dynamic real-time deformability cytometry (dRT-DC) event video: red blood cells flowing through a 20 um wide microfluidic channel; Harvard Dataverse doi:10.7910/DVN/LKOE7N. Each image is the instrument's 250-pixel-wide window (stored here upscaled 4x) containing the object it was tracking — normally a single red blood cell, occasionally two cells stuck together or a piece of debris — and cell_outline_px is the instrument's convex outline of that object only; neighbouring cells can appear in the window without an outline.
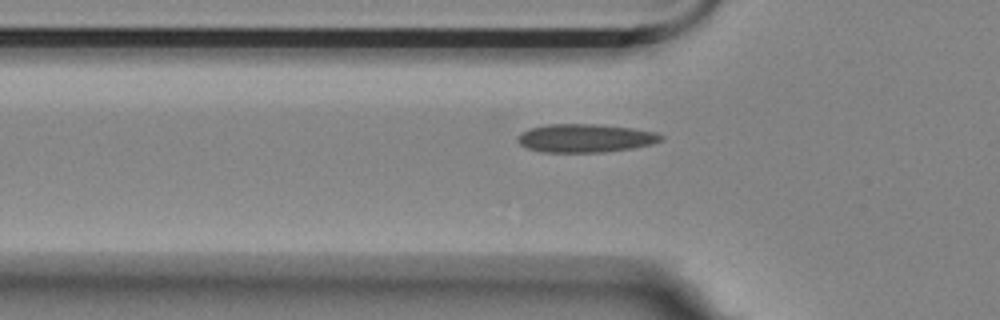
{"species": "Egyptian fruit bat (a non-hibernating species)", "species_latin": "Rousettus aegyptiacus", "temperature_condition": "room temperature", "stored_images_in_passage": 41, "camera_frame_rate_fps": 3000, "um_per_image_px": 0.085, "animal": {"sex": "female"}, "frame": {"image": 1, "passage_image": 6, "time_ms": 1.667, "image_size_px": [1000, 320], "cell_outline_px": [[664, 140], [652, 144], [632, 148], [604, 152], [540, 152], [528, 148], [520, 144], [516, 140], [516, 136], [520, 132], [532, 128], [548, 124], [596, 124], [632, 128], [656, 132], [664, 136]], "centroid_in_image_um": [49.75, 11.74], "position_along_channel_um": 76.0, "area_um2": 23.81}}
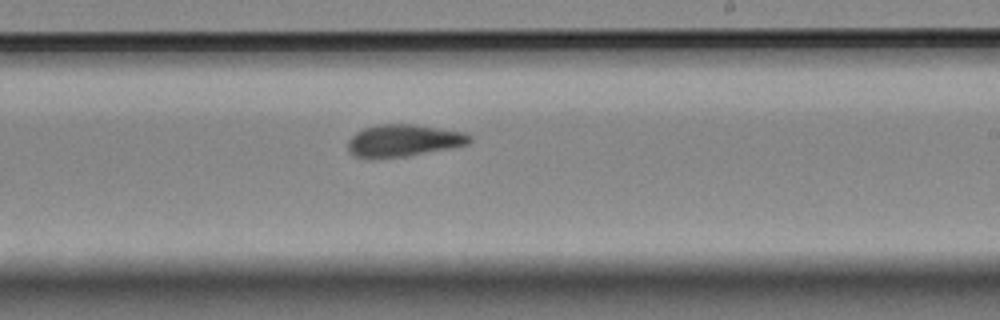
{"frame": {"image": 2, "passage_image": 21, "time_ms": 6.667, "image_size_px": [1000, 320], "cell_outline_px": [[472, 140], [468, 144], [448, 148], [404, 156], [356, 156], [348, 152], [348, 140], [356, 132], [364, 128], [376, 124], [416, 124], [464, 132], [472, 136]], "centroid_in_image_um": [34.32, 11.9], "position_along_channel_um": 254.7, "area_um2": 22.25}}
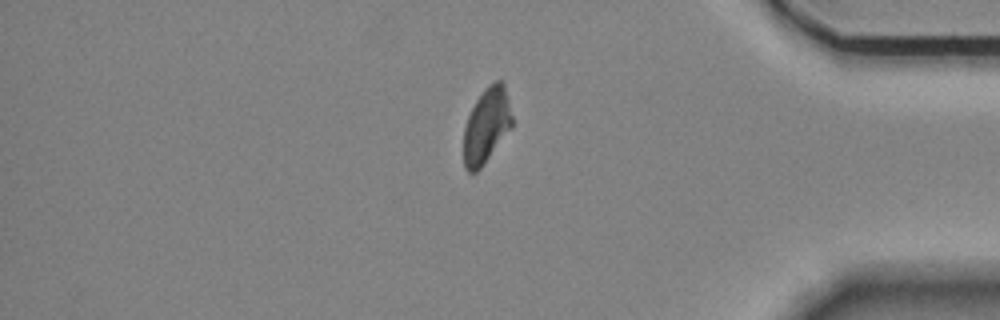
{"frame": {"image": 3, "passage_image": 35, "time_ms": 11.333, "image_size_px": [1000, 320], "cell_outline_px": [[512, 128], [480, 168], [476, 172], [468, 172], [464, 168], [464, 128], [468, 116], [476, 100], [484, 88], [496, 80], [500, 80], [504, 84], [512, 116]], "centroid_in_image_um": [41.35, 10.67], "position_along_channel_um": 393.8, "area_um2": 21.04}, "authors_computed_cell_mechanics": {"area_um2": 22.4842, "velocity_mm_per_s": 3.5566, "shape_relaxation_time_tau1_ms": null, "shape_relaxation_time_tau2_ms": 2.2402, "deformation_change_tau1": null, "deformation_change_tau2": 0.0599}}